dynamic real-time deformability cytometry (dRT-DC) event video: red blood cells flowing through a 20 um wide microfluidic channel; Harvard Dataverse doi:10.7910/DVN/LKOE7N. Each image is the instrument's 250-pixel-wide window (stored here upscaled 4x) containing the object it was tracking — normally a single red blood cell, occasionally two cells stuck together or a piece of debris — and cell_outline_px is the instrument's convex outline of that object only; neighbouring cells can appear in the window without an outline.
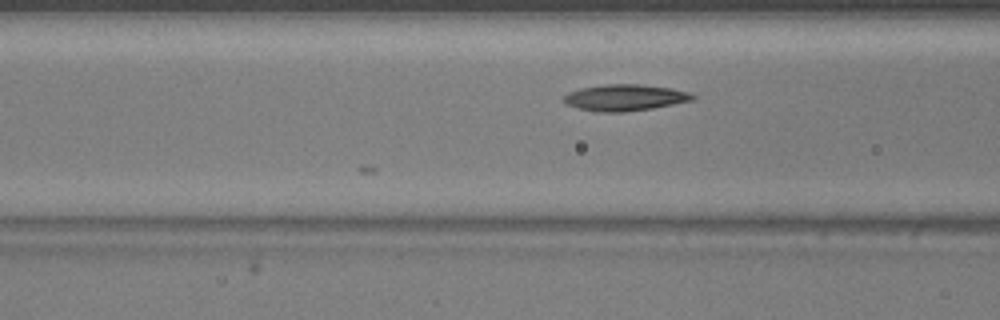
{"species": "common noctule bat (a hibernating species)", "species_latin": "Nyctalus noctula", "temperature_condition": "warm", "stored_images_in_passage": 6, "camera_frame_rate_fps": 3000, "um_per_image_px": 0.085, "animal": {"sex": "male", "body_mass_g": 20.5, "forearm_length_mm": 52.5}, "frame": {"image": 1, "passage_image": 6, "time_ms": 1.667, "image_size_px": [1000, 320], "cell_outline_px": [[696, 96], [692, 100], [652, 108], [624, 112], [596, 112], [580, 108], [568, 104], [564, 100], [564, 96], [568, 92], [580, 88], [608, 84], [640, 84], [672, 88], [692, 92]], "centroid_in_image_um": [53.15, 8.29], "position_along_channel_um": 113.4, "area_um2": 19.71}}